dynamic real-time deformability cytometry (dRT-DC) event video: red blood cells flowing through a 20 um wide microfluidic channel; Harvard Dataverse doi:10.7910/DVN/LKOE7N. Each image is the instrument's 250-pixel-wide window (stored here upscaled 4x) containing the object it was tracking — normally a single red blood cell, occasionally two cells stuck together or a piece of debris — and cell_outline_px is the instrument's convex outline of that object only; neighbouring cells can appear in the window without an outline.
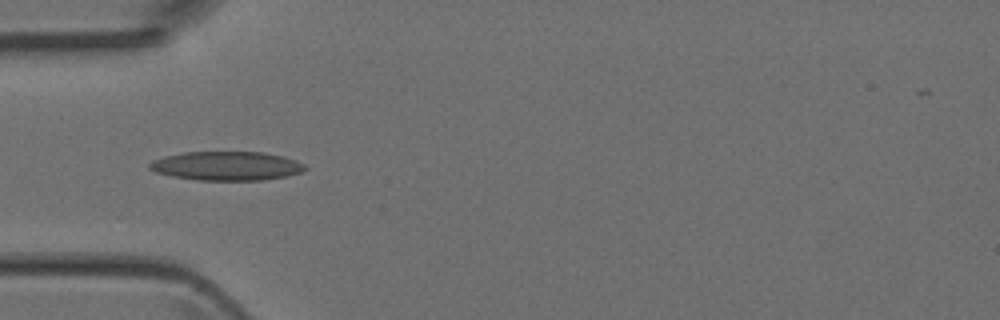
{"species": "Egyptian fruit bat (a non-hibernating species)", "species_latin": "Rousettus aegyptiacus", "temperature_condition": "room temperature", "stored_images_in_passage": 5, "camera_frame_rate_fps": 3000, "um_per_image_px": 0.085, "animal": {"sex": "female"}, "frame": {"image": 1, "passage_image": 4, "time_ms": 1.0, "image_size_px": [1000, 320], "cell_outline_px": [[308, 168], [300, 172], [288, 176], [260, 180], [196, 180], [172, 176], [156, 172], [148, 168], [148, 164], [152, 160], [164, 156], [184, 152], [264, 152], [284, 156], [296, 160], [304, 164]], "centroid_in_image_um": [19.26, 14.1], "position_along_channel_um": 65.7, "area_um2": 26.36}}
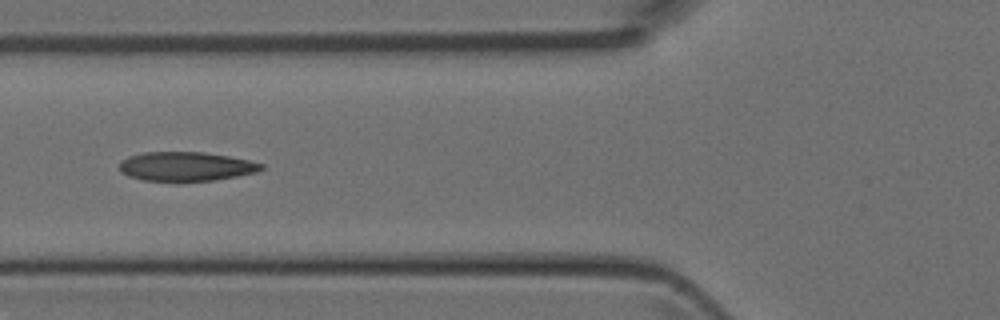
{"frame": {"image": 2, "passage_image": 5, "time_ms": 1.333, "image_size_px": [1000, 320], "cell_outline_px": [[264, 168], [256, 172], [216, 180], [144, 180], [128, 176], [120, 172], [120, 160], [128, 156], [144, 152], [204, 152], [228, 156], [248, 160], [264, 164]], "centroid_in_image_um": [15.79, 14.13], "position_along_channel_um": 110.0, "area_um2": 23.87}}